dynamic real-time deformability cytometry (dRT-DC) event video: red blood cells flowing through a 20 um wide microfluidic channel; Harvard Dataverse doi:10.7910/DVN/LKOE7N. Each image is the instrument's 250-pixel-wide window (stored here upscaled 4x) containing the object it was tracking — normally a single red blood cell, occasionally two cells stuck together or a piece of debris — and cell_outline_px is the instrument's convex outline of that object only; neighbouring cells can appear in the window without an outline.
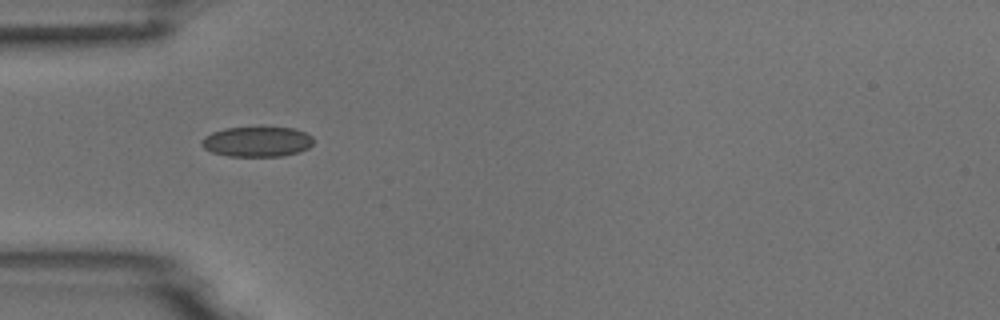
{"species": "common noctule bat (a hibernating species)", "species_latin": "Nyctalus noctula", "temperature_condition": "room temperature", "stored_images_in_passage": 5, "camera_frame_rate_fps": 3000, "um_per_image_px": 0.085, "animal": {"sex": "male", "body_mass_g": 18.8}, "frame": {"image": 1, "passage_image": 1, "time_ms": 0.0, "image_size_px": [1000, 320], "cell_outline_px": [[312, 144], [308, 148], [300, 152], [280, 156], [228, 156], [212, 152], [204, 148], [200, 144], [200, 140], [204, 136], [212, 132], [224, 128], [260, 124], [296, 128], [312, 136]], "centroid_in_image_um": [21.84, 11.98], "position_along_channel_um": 63.2, "area_um2": 20.63}}